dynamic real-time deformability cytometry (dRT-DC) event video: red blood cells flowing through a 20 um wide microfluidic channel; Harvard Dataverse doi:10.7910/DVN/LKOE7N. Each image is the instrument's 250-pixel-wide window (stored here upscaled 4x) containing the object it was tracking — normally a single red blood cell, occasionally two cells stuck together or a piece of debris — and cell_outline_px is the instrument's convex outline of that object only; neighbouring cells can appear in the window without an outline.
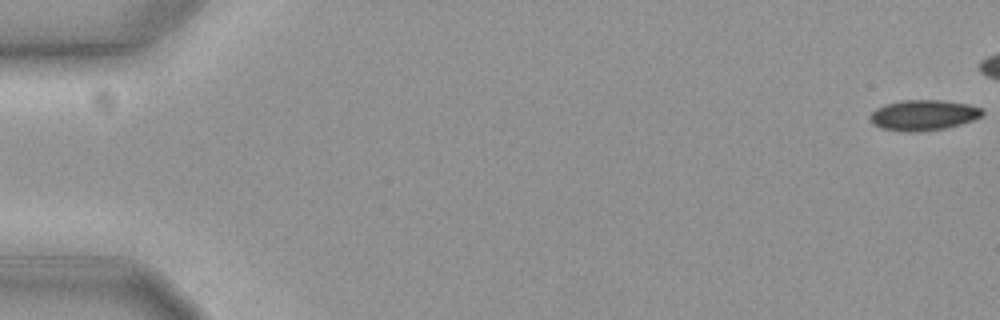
{"species": "common noctule bat (a hibernating species)", "species_latin": "Nyctalus noctula", "temperature_condition": "cold", "stored_images_in_passage": 48, "camera_frame_rate_fps": 3000, "um_per_image_px": 0.085, "animal": {"sex": "female", "body_mass_g": 19.3, "forearm_length_mm": 54.1}, "frame": {"image": 1, "passage_image": 1, "time_ms": 0.0, "image_size_px": [1000, 320], "cell_outline_px": [[984, 112], [980, 116], [972, 120], [960, 124], [944, 128], [920, 132], [900, 132], [880, 128], [872, 124], [868, 116], [876, 108], [888, 104], [904, 100], [944, 100], [968, 104], [980, 108]], "centroid_in_image_um": [78.44, 9.8], "position_along_channel_um": 6.6, "area_um2": 20.0}}
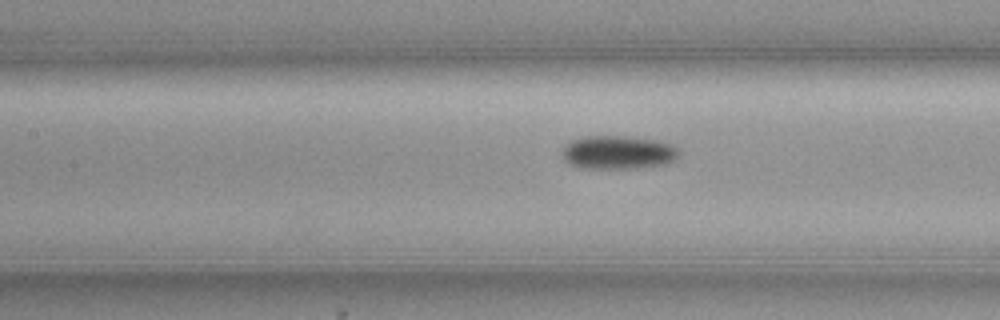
{"frame": {"image": 2, "passage_image": 27, "time_ms": 8.667, "image_size_px": [1000, 320], "cell_outline_px": [[680, 152], [672, 160], [664, 164], [628, 168], [584, 168], [572, 164], [564, 160], [564, 144], [572, 140], [584, 136], [624, 136], [656, 140], [668, 144], [676, 148]], "centroid_in_image_um": [52.49, 12.94], "position_along_channel_um": 154.9, "area_um2": 22.25}}
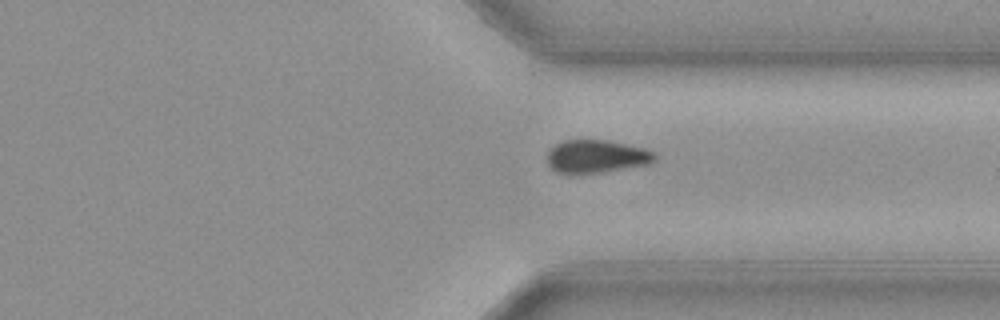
{"frame": {"image": 3, "passage_image": 44, "time_ms": 14.333, "image_size_px": [1000, 320], "cell_outline_px": [[656, 160], [648, 164], [600, 172], [556, 172], [548, 164], [548, 152], [556, 144], [564, 140], [608, 140], [644, 148], [652, 152], [656, 156]], "centroid_in_image_um": [50.71, 13.27], "position_along_channel_um": 360.7, "area_um2": 20.17}}